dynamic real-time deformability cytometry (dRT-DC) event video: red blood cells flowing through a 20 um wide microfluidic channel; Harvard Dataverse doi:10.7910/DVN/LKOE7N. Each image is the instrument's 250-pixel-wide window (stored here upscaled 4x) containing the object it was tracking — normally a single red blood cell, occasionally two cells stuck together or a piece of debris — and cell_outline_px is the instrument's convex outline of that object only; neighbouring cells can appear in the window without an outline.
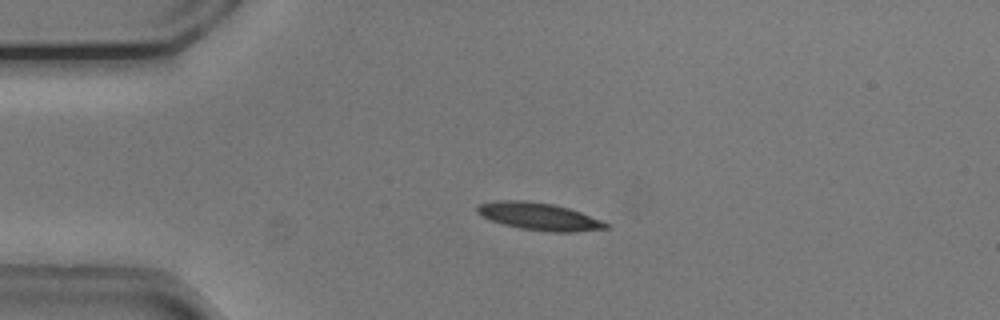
{"species": "common noctule bat (a hibernating species)", "species_latin": "Nyctalus noctula", "temperature_condition": "cold", "stored_images_in_passage": 54, "camera_frame_rate_fps": 3000, "um_per_image_px": 0.085, "animal": {"sex": "male", "body_mass_g": 20.5, "forearm_length_mm": 52.5}, "frame": {"image": 1, "passage_image": 12, "time_ms": 3.667, "image_size_px": [1000, 320], "cell_outline_px": [[608, 228], [572, 232], [552, 232], [520, 228], [504, 224], [492, 220], [476, 212], [476, 204], [496, 200], [524, 200], [552, 204], [568, 208], [580, 212], [600, 220], [608, 224]], "centroid_in_image_um": [45.77, 18.38], "position_along_channel_um": 39.2, "area_um2": 20.29}}
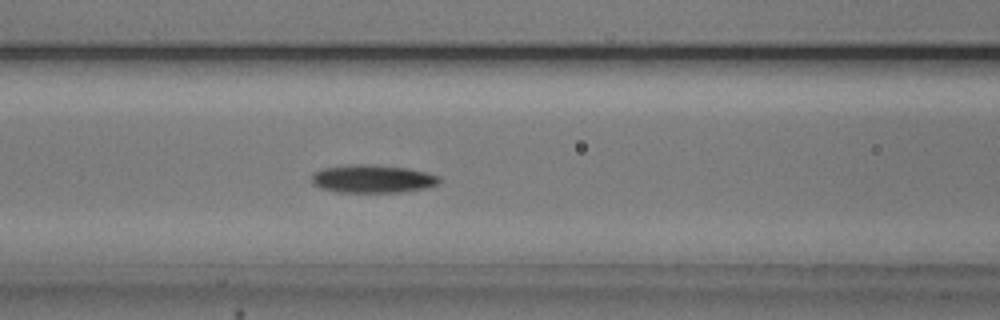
{"frame": {"image": 2, "passage_image": 22, "time_ms": 7.0, "image_size_px": [1000, 320], "cell_outline_px": [[440, 180], [436, 184], [428, 188], [400, 192], [336, 192], [320, 188], [312, 184], [312, 172], [324, 168], [356, 164], [372, 164], [404, 168], [424, 172], [440, 176]], "centroid_in_image_um": [31.63, 15.21], "position_along_channel_um": 135.0, "area_um2": 20.81}}
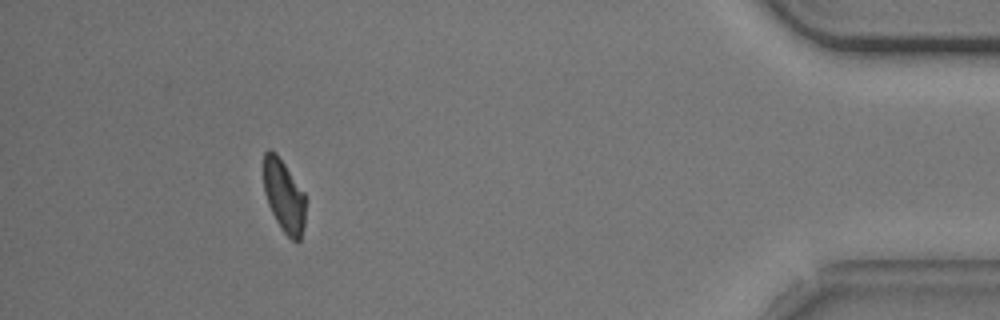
{"frame": {"image": 3, "passage_image": 49, "time_ms": 16.0, "image_size_px": [1000, 320], "cell_outline_px": [[304, 224], [300, 240], [292, 240], [284, 232], [276, 220], [268, 204], [264, 192], [264, 152], [268, 148], [276, 152], [304, 192]], "centroid_in_image_um": [24.12, 16.62], "position_along_channel_um": 411.1, "area_um2": 17.46}, "authors_computed_cell_mechanics": {"area_um2": 19.4786, "velocity_mm_per_s": 3.7149, "shape_relaxation_time_tau1_ms": 2.5708, "shape_relaxation_time_tau2_ms": null, "deformation_change_tau1": 0.1233, "deformation_change_tau2": null}}